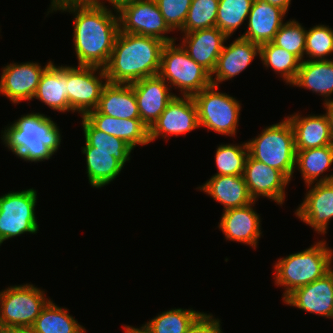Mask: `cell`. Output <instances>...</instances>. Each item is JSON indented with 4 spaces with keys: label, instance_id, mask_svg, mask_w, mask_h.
Returning a JSON list of instances; mask_svg holds the SVG:
<instances>
[{
    "label": "cell",
    "instance_id": "10",
    "mask_svg": "<svg viewBox=\"0 0 333 333\" xmlns=\"http://www.w3.org/2000/svg\"><path fill=\"white\" fill-rule=\"evenodd\" d=\"M121 32L155 37L165 43L177 38L165 36L173 30L166 23L155 0H133L117 9Z\"/></svg>",
    "mask_w": 333,
    "mask_h": 333
},
{
    "label": "cell",
    "instance_id": "41",
    "mask_svg": "<svg viewBox=\"0 0 333 333\" xmlns=\"http://www.w3.org/2000/svg\"><path fill=\"white\" fill-rule=\"evenodd\" d=\"M81 3H93V0H51V6L47 13L49 14V12L52 13L53 11H57L65 5Z\"/></svg>",
    "mask_w": 333,
    "mask_h": 333
},
{
    "label": "cell",
    "instance_id": "23",
    "mask_svg": "<svg viewBox=\"0 0 333 333\" xmlns=\"http://www.w3.org/2000/svg\"><path fill=\"white\" fill-rule=\"evenodd\" d=\"M301 113L287 116L295 136V149L305 150L333 144L328 119L325 114L301 116Z\"/></svg>",
    "mask_w": 333,
    "mask_h": 333
},
{
    "label": "cell",
    "instance_id": "3",
    "mask_svg": "<svg viewBox=\"0 0 333 333\" xmlns=\"http://www.w3.org/2000/svg\"><path fill=\"white\" fill-rule=\"evenodd\" d=\"M57 124L45 114L21 115L1 135L5 147L15 156L28 162L49 160L61 144V133Z\"/></svg>",
    "mask_w": 333,
    "mask_h": 333
},
{
    "label": "cell",
    "instance_id": "1",
    "mask_svg": "<svg viewBox=\"0 0 333 333\" xmlns=\"http://www.w3.org/2000/svg\"><path fill=\"white\" fill-rule=\"evenodd\" d=\"M95 3L69 4L58 9L74 16L73 45L78 66L104 68L120 31L117 10Z\"/></svg>",
    "mask_w": 333,
    "mask_h": 333
},
{
    "label": "cell",
    "instance_id": "42",
    "mask_svg": "<svg viewBox=\"0 0 333 333\" xmlns=\"http://www.w3.org/2000/svg\"><path fill=\"white\" fill-rule=\"evenodd\" d=\"M326 117L329 123L330 133L333 139V101L324 103Z\"/></svg>",
    "mask_w": 333,
    "mask_h": 333
},
{
    "label": "cell",
    "instance_id": "40",
    "mask_svg": "<svg viewBox=\"0 0 333 333\" xmlns=\"http://www.w3.org/2000/svg\"><path fill=\"white\" fill-rule=\"evenodd\" d=\"M220 319L213 315L203 313L188 329L186 333H223Z\"/></svg>",
    "mask_w": 333,
    "mask_h": 333
},
{
    "label": "cell",
    "instance_id": "21",
    "mask_svg": "<svg viewBox=\"0 0 333 333\" xmlns=\"http://www.w3.org/2000/svg\"><path fill=\"white\" fill-rule=\"evenodd\" d=\"M286 12L265 0H254L248 15L246 32L240 37L258 45L272 42L284 23Z\"/></svg>",
    "mask_w": 333,
    "mask_h": 333
},
{
    "label": "cell",
    "instance_id": "35",
    "mask_svg": "<svg viewBox=\"0 0 333 333\" xmlns=\"http://www.w3.org/2000/svg\"><path fill=\"white\" fill-rule=\"evenodd\" d=\"M82 127L85 137L82 151L132 152L133 150L123 139L96 129L84 116H82Z\"/></svg>",
    "mask_w": 333,
    "mask_h": 333
},
{
    "label": "cell",
    "instance_id": "8",
    "mask_svg": "<svg viewBox=\"0 0 333 333\" xmlns=\"http://www.w3.org/2000/svg\"><path fill=\"white\" fill-rule=\"evenodd\" d=\"M218 88L211 84L192 96L197 107L199 127L232 137L237 132L241 103L226 93L218 92Z\"/></svg>",
    "mask_w": 333,
    "mask_h": 333
},
{
    "label": "cell",
    "instance_id": "45",
    "mask_svg": "<svg viewBox=\"0 0 333 333\" xmlns=\"http://www.w3.org/2000/svg\"><path fill=\"white\" fill-rule=\"evenodd\" d=\"M109 3H111L112 7H114V9H118L120 6H122L125 3L131 2L133 0H107ZM100 0H93V3L98 4V5H102L104 6V2H102Z\"/></svg>",
    "mask_w": 333,
    "mask_h": 333
},
{
    "label": "cell",
    "instance_id": "36",
    "mask_svg": "<svg viewBox=\"0 0 333 333\" xmlns=\"http://www.w3.org/2000/svg\"><path fill=\"white\" fill-rule=\"evenodd\" d=\"M219 0H192L181 33L216 27Z\"/></svg>",
    "mask_w": 333,
    "mask_h": 333
},
{
    "label": "cell",
    "instance_id": "18",
    "mask_svg": "<svg viewBox=\"0 0 333 333\" xmlns=\"http://www.w3.org/2000/svg\"><path fill=\"white\" fill-rule=\"evenodd\" d=\"M283 301L302 311L330 319L333 304V269L322 278L295 289Z\"/></svg>",
    "mask_w": 333,
    "mask_h": 333
},
{
    "label": "cell",
    "instance_id": "29",
    "mask_svg": "<svg viewBox=\"0 0 333 333\" xmlns=\"http://www.w3.org/2000/svg\"><path fill=\"white\" fill-rule=\"evenodd\" d=\"M332 164L333 144L320 148L296 150L295 167H297L298 170L300 169L299 171L306 185L316 183V181H333V173L329 174V176L323 174L326 170H330L329 167ZM320 175H322V177Z\"/></svg>",
    "mask_w": 333,
    "mask_h": 333
},
{
    "label": "cell",
    "instance_id": "38",
    "mask_svg": "<svg viewBox=\"0 0 333 333\" xmlns=\"http://www.w3.org/2000/svg\"><path fill=\"white\" fill-rule=\"evenodd\" d=\"M333 53V29L316 25L306 31L305 55L307 60H328Z\"/></svg>",
    "mask_w": 333,
    "mask_h": 333
},
{
    "label": "cell",
    "instance_id": "46",
    "mask_svg": "<svg viewBox=\"0 0 333 333\" xmlns=\"http://www.w3.org/2000/svg\"><path fill=\"white\" fill-rule=\"evenodd\" d=\"M0 333H30L29 330H0Z\"/></svg>",
    "mask_w": 333,
    "mask_h": 333
},
{
    "label": "cell",
    "instance_id": "12",
    "mask_svg": "<svg viewBox=\"0 0 333 333\" xmlns=\"http://www.w3.org/2000/svg\"><path fill=\"white\" fill-rule=\"evenodd\" d=\"M182 97V98H181ZM199 128L197 107L192 96H175L149 128V142L162 136L175 137Z\"/></svg>",
    "mask_w": 333,
    "mask_h": 333
},
{
    "label": "cell",
    "instance_id": "34",
    "mask_svg": "<svg viewBox=\"0 0 333 333\" xmlns=\"http://www.w3.org/2000/svg\"><path fill=\"white\" fill-rule=\"evenodd\" d=\"M247 156L248 148L245 142L240 145H219L215 154V162L218 171L213 176H243Z\"/></svg>",
    "mask_w": 333,
    "mask_h": 333
},
{
    "label": "cell",
    "instance_id": "32",
    "mask_svg": "<svg viewBox=\"0 0 333 333\" xmlns=\"http://www.w3.org/2000/svg\"><path fill=\"white\" fill-rule=\"evenodd\" d=\"M204 312L175 308L158 314L145 325L152 333H186Z\"/></svg>",
    "mask_w": 333,
    "mask_h": 333
},
{
    "label": "cell",
    "instance_id": "37",
    "mask_svg": "<svg viewBox=\"0 0 333 333\" xmlns=\"http://www.w3.org/2000/svg\"><path fill=\"white\" fill-rule=\"evenodd\" d=\"M306 31L295 19L288 20L282 24L272 42L294 54L302 62L305 58Z\"/></svg>",
    "mask_w": 333,
    "mask_h": 333
},
{
    "label": "cell",
    "instance_id": "19",
    "mask_svg": "<svg viewBox=\"0 0 333 333\" xmlns=\"http://www.w3.org/2000/svg\"><path fill=\"white\" fill-rule=\"evenodd\" d=\"M184 34L181 38L182 43H180L182 47L191 59L212 74L224 43L229 37L217 27L195 30Z\"/></svg>",
    "mask_w": 333,
    "mask_h": 333
},
{
    "label": "cell",
    "instance_id": "5",
    "mask_svg": "<svg viewBox=\"0 0 333 333\" xmlns=\"http://www.w3.org/2000/svg\"><path fill=\"white\" fill-rule=\"evenodd\" d=\"M285 118L264 128L246 143L250 157L278 169L291 181L296 168L295 136L290 121Z\"/></svg>",
    "mask_w": 333,
    "mask_h": 333
},
{
    "label": "cell",
    "instance_id": "22",
    "mask_svg": "<svg viewBox=\"0 0 333 333\" xmlns=\"http://www.w3.org/2000/svg\"><path fill=\"white\" fill-rule=\"evenodd\" d=\"M96 129L123 139L133 149L148 145L149 129L141 119H120L99 113L96 109L84 116Z\"/></svg>",
    "mask_w": 333,
    "mask_h": 333
},
{
    "label": "cell",
    "instance_id": "2",
    "mask_svg": "<svg viewBox=\"0 0 333 333\" xmlns=\"http://www.w3.org/2000/svg\"><path fill=\"white\" fill-rule=\"evenodd\" d=\"M165 44L155 37L119 31L104 67L108 82L131 84L158 75Z\"/></svg>",
    "mask_w": 333,
    "mask_h": 333
},
{
    "label": "cell",
    "instance_id": "20",
    "mask_svg": "<svg viewBox=\"0 0 333 333\" xmlns=\"http://www.w3.org/2000/svg\"><path fill=\"white\" fill-rule=\"evenodd\" d=\"M258 55H260V45L242 37L236 38L228 46L224 44L216 67L211 74V83L219 87L223 81L244 71Z\"/></svg>",
    "mask_w": 333,
    "mask_h": 333
},
{
    "label": "cell",
    "instance_id": "39",
    "mask_svg": "<svg viewBox=\"0 0 333 333\" xmlns=\"http://www.w3.org/2000/svg\"><path fill=\"white\" fill-rule=\"evenodd\" d=\"M168 26L181 30L192 0H155Z\"/></svg>",
    "mask_w": 333,
    "mask_h": 333
},
{
    "label": "cell",
    "instance_id": "27",
    "mask_svg": "<svg viewBox=\"0 0 333 333\" xmlns=\"http://www.w3.org/2000/svg\"><path fill=\"white\" fill-rule=\"evenodd\" d=\"M308 89L324 97V103L333 101V60H304L295 80L290 84Z\"/></svg>",
    "mask_w": 333,
    "mask_h": 333
},
{
    "label": "cell",
    "instance_id": "4",
    "mask_svg": "<svg viewBox=\"0 0 333 333\" xmlns=\"http://www.w3.org/2000/svg\"><path fill=\"white\" fill-rule=\"evenodd\" d=\"M333 249L325 240L315 242L309 248L279 258L274 265L275 285L285 288L283 300L295 289L322 278L333 267Z\"/></svg>",
    "mask_w": 333,
    "mask_h": 333
},
{
    "label": "cell",
    "instance_id": "15",
    "mask_svg": "<svg viewBox=\"0 0 333 333\" xmlns=\"http://www.w3.org/2000/svg\"><path fill=\"white\" fill-rule=\"evenodd\" d=\"M312 184L307 185L309 191L306 192L295 215L302 222L314 228L315 232L324 235L333 218V181Z\"/></svg>",
    "mask_w": 333,
    "mask_h": 333
},
{
    "label": "cell",
    "instance_id": "14",
    "mask_svg": "<svg viewBox=\"0 0 333 333\" xmlns=\"http://www.w3.org/2000/svg\"><path fill=\"white\" fill-rule=\"evenodd\" d=\"M243 177L249 194L254 200L257 201L262 196L275 201L280 206L285 201V187L290 180L278 169L248 155Z\"/></svg>",
    "mask_w": 333,
    "mask_h": 333
},
{
    "label": "cell",
    "instance_id": "13",
    "mask_svg": "<svg viewBox=\"0 0 333 333\" xmlns=\"http://www.w3.org/2000/svg\"><path fill=\"white\" fill-rule=\"evenodd\" d=\"M49 61L43 68L37 62L10 63L2 68L0 94L12 103L20 104L32 100L44 71L52 64Z\"/></svg>",
    "mask_w": 333,
    "mask_h": 333
},
{
    "label": "cell",
    "instance_id": "9",
    "mask_svg": "<svg viewBox=\"0 0 333 333\" xmlns=\"http://www.w3.org/2000/svg\"><path fill=\"white\" fill-rule=\"evenodd\" d=\"M36 203L37 192L33 188L0 196V246L10 238L38 232Z\"/></svg>",
    "mask_w": 333,
    "mask_h": 333
},
{
    "label": "cell",
    "instance_id": "25",
    "mask_svg": "<svg viewBox=\"0 0 333 333\" xmlns=\"http://www.w3.org/2000/svg\"><path fill=\"white\" fill-rule=\"evenodd\" d=\"M96 110L120 119H140L137 100L131 84L108 82L102 91Z\"/></svg>",
    "mask_w": 333,
    "mask_h": 333
},
{
    "label": "cell",
    "instance_id": "17",
    "mask_svg": "<svg viewBox=\"0 0 333 333\" xmlns=\"http://www.w3.org/2000/svg\"><path fill=\"white\" fill-rule=\"evenodd\" d=\"M255 203L256 200L246 206L223 211L218 228L227 240L257 248L262 232L260 215L253 208Z\"/></svg>",
    "mask_w": 333,
    "mask_h": 333
},
{
    "label": "cell",
    "instance_id": "26",
    "mask_svg": "<svg viewBox=\"0 0 333 333\" xmlns=\"http://www.w3.org/2000/svg\"><path fill=\"white\" fill-rule=\"evenodd\" d=\"M86 155L87 176L93 188L110 184L130 160L131 152L82 151Z\"/></svg>",
    "mask_w": 333,
    "mask_h": 333
},
{
    "label": "cell",
    "instance_id": "47",
    "mask_svg": "<svg viewBox=\"0 0 333 333\" xmlns=\"http://www.w3.org/2000/svg\"><path fill=\"white\" fill-rule=\"evenodd\" d=\"M330 319H333V304H332V310H331Z\"/></svg>",
    "mask_w": 333,
    "mask_h": 333
},
{
    "label": "cell",
    "instance_id": "11",
    "mask_svg": "<svg viewBox=\"0 0 333 333\" xmlns=\"http://www.w3.org/2000/svg\"><path fill=\"white\" fill-rule=\"evenodd\" d=\"M107 83L104 68L67 66V98L72 112L76 111L82 117L95 110Z\"/></svg>",
    "mask_w": 333,
    "mask_h": 333
},
{
    "label": "cell",
    "instance_id": "44",
    "mask_svg": "<svg viewBox=\"0 0 333 333\" xmlns=\"http://www.w3.org/2000/svg\"><path fill=\"white\" fill-rule=\"evenodd\" d=\"M267 3L271 5L277 6L283 9L286 13L288 11L289 5L291 4V0H265Z\"/></svg>",
    "mask_w": 333,
    "mask_h": 333
},
{
    "label": "cell",
    "instance_id": "33",
    "mask_svg": "<svg viewBox=\"0 0 333 333\" xmlns=\"http://www.w3.org/2000/svg\"><path fill=\"white\" fill-rule=\"evenodd\" d=\"M254 0H219L216 27L228 37L248 19Z\"/></svg>",
    "mask_w": 333,
    "mask_h": 333
},
{
    "label": "cell",
    "instance_id": "30",
    "mask_svg": "<svg viewBox=\"0 0 333 333\" xmlns=\"http://www.w3.org/2000/svg\"><path fill=\"white\" fill-rule=\"evenodd\" d=\"M68 311L50 300L29 329L30 333H86Z\"/></svg>",
    "mask_w": 333,
    "mask_h": 333
},
{
    "label": "cell",
    "instance_id": "43",
    "mask_svg": "<svg viewBox=\"0 0 333 333\" xmlns=\"http://www.w3.org/2000/svg\"><path fill=\"white\" fill-rule=\"evenodd\" d=\"M125 329V333H152L150 331V329L145 325L143 324L140 328H136V327H133V326H130V325H124L123 326Z\"/></svg>",
    "mask_w": 333,
    "mask_h": 333
},
{
    "label": "cell",
    "instance_id": "28",
    "mask_svg": "<svg viewBox=\"0 0 333 333\" xmlns=\"http://www.w3.org/2000/svg\"><path fill=\"white\" fill-rule=\"evenodd\" d=\"M54 111H72L67 98V66L53 63L44 71L34 95Z\"/></svg>",
    "mask_w": 333,
    "mask_h": 333
},
{
    "label": "cell",
    "instance_id": "31",
    "mask_svg": "<svg viewBox=\"0 0 333 333\" xmlns=\"http://www.w3.org/2000/svg\"><path fill=\"white\" fill-rule=\"evenodd\" d=\"M260 58L265 67H271L287 84L295 80L301 61L294 54L267 42L260 45Z\"/></svg>",
    "mask_w": 333,
    "mask_h": 333
},
{
    "label": "cell",
    "instance_id": "24",
    "mask_svg": "<svg viewBox=\"0 0 333 333\" xmlns=\"http://www.w3.org/2000/svg\"><path fill=\"white\" fill-rule=\"evenodd\" d=\"M197 189L211 196L224 205V209L246 206L254 201L250 196L243 176H211L205 184Z\"/></svg>",
    "mask_w": 333,
    "mask_h": 333
},
{
    "label": "cell",
    "instance_id": "7",
    "mask_svg": "<svg viewBox=\"0 0 333 333\" xmlns=\"http://www.w3.org/2000/svg\"><path fill=\"white\" fill-rule=\"evenodd\" d=\"M175 42L163 47L158 75L170 87L180 89L181 96H193L212 84L211 74L191 59L181 44L175 46Z\"/></svg>",
    "mask_w": 333,
    "mask_h": 333
},
{
    "label": "cell",
    "instance_id": "16",
    "mask_svg": "<svg viewBox=\"0 0 333 333\" xmlns=\"http://www.w3.org/2000/svg\"><path fill=\"white\" fill-rule=\"evenodd\" d=\"M137 100L141 121L148 127L154 124L169 102L176 96L159 75L131 83Z\"/></svg>",
    "mask_w": 333,
    "mask_h": 333
},
{
    "label": "cell",
    "instance_id": "6",
    "mask_svg": "<svg viewBox=\"0 0 333 333\" xmlns=\"http://www.w3.org/2000/svg\"><path fill=\"white\" fill-rule=\"evenodd\" d=\"M50 300L33 284L0 291V330H29Z\"/></svg>",
    "mask_w": 333,
    "mask_h": 333
}]
</instances>
